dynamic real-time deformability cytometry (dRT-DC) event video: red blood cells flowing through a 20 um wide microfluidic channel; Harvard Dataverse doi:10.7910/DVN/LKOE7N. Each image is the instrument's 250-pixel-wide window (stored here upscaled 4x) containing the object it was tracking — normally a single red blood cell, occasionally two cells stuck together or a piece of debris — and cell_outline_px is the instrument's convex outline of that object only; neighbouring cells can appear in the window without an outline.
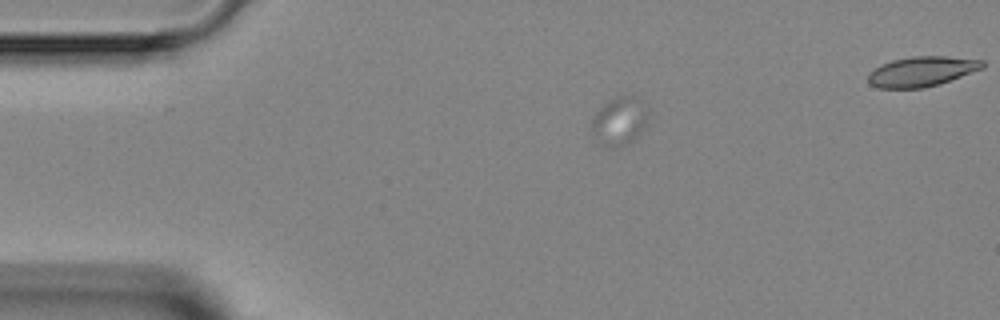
{"species": "Egyptian fruit bat (a non-hibernating species)", "species_latin": "Rousettus aegyptiacus", "temperature_condition": "room temperature", "stored_images_in_passage": 12, "camera_frame_rate_fps": 3000, "um_per_image_px": 0.085, "animal": {"sex": "female"}, "frame": {"image": 1, "passage_image": 3, "time_ms": 2.333, "image_size_px": [1000, 320], "cell_outline_px": [[648, 108], [644, 124], [640, 132], [628, 140], [624, 140], [596, 132], [592, 128], [592, 116], [608, 100], [616, 96], [640, 96]], "centroid_in_image_um": [52.77, 9.97], "position_along_channel_um": 32.2, "area_um2": 13.47}}
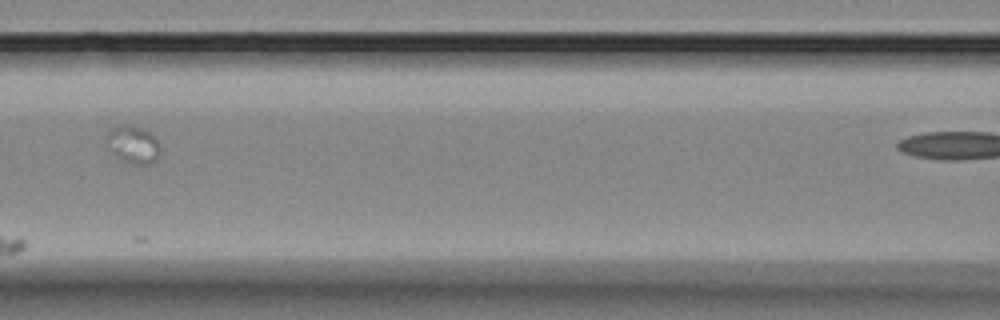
{"frame": {"image": 2, "passage_image": 6, "time_ms": 7.667, "image_size_px": [1000, 320], "cell_outline_px": [[160, 152], [156, 160], [152, 164], [136, 164], [124, 160], [116, 156], [108, 148], [104, 140], [108, 132], [112, 128], [120, 124], [128, 124], [140, 128], [148, 132], [160, 144]], "centroid_in_image_um": [11.29, 12.28], "position_along_channel_um": 155.3, "area_um2": 11.73}}